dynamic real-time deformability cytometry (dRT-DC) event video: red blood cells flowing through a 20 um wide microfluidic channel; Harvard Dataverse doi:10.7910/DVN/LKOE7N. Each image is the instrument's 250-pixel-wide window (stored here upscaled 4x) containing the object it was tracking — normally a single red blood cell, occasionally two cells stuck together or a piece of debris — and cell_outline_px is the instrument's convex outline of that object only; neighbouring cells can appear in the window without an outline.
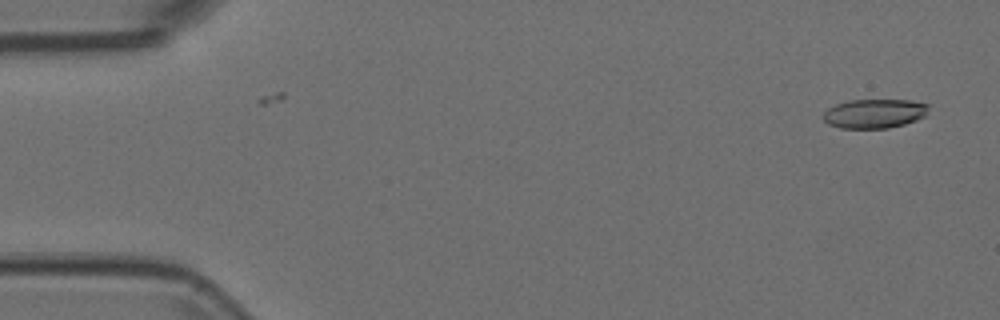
{"species": "Egyptian fruit bat (a non-hibernating species)", "species_latin": "Rousettus aegyptiacus", "temperature_condition": "room temperature", "stored_images_in_passage": 3, "camera_frame_rate_fps": 3000, "um_per_image_px": 0.085, "animal": {"sex": "female"}, "frame": {"image": 1, "passage_image": 2, "time_ms": 0.333, "image_size_px": [1000, 320], "cell_outline_px": [[928, 108], [924, 116], [916, 120], [904, 124], [888, 128], [840, 128], [828, 124], [820, 116], [828, 108], [836, 104], [848, 100], [912, 100], [928, 104]], "centroid_in_image_um": [74.29, 9.65], "position_along_channel_um": 10.7, "area_um2": 17.98}}